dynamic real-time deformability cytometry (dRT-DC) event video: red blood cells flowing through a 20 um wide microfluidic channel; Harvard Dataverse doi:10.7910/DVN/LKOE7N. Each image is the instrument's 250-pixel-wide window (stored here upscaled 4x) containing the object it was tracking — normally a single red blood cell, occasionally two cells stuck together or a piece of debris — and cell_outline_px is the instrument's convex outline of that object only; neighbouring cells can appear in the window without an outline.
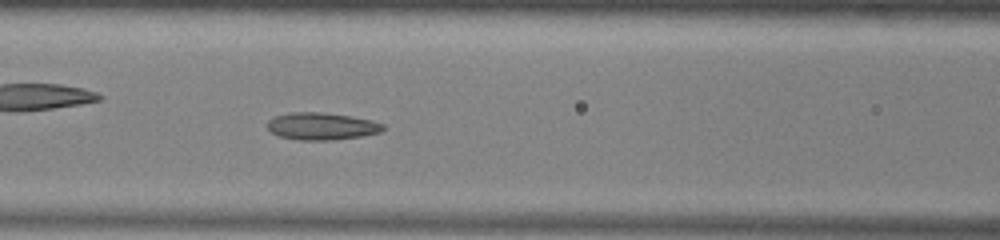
{"species": "common noctule bat (a hibernating species)", "species_latin": "Nyctalus noctula", "temperature_condition": "warm", "stored_images_in_passage": 47, "camera_frame_rate_fps": 3000, "um_per_image_px": 0.085, "animal": {"sex": "male", "body_mass_g": 13.0, "forearm_length_mm": 53.1}, "frame": {"image": 1, "passage_image": 17, "time_ms": 5.333, "image_size_px": [1000, 240], "cell_outline_px": [[384, 128], [380, 132], [360, 136], [332, 140], [300, 140], [280, 136], [272, 132], [268, 128], [268, 120], [276, 116], [292, 112], [320, 112], [348, 116], [372, 120], [384, 124]], "centroid_in_image_um": [27.34, 10.73], "position_along_channel_um": 139.3, "area_um2": 18.09}}
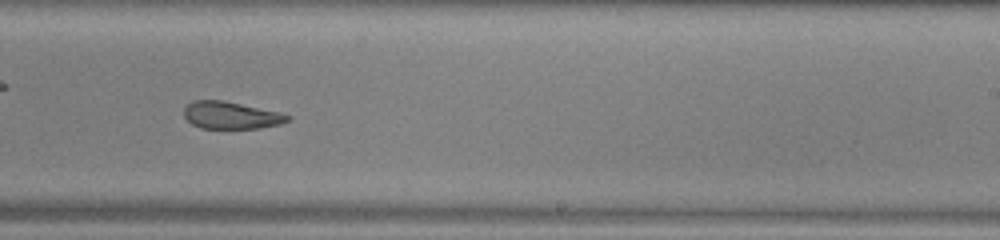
{"frame": {"image": 2, "passage_image": 27, "time_ms": 8.667, "image_size_px": [1000, 240], "cell_outline_px": [[292, 116], [288, 120], [280, 124], [260, 128], [200, 128], [192, 124], [184, 116], [184, 108], [192, 100], [224, 100], [280, 112]], "centroid_in_image_um": [19.63, 9.79], "position_along_channel_um": 269.4, "area_um2": 16.47}}
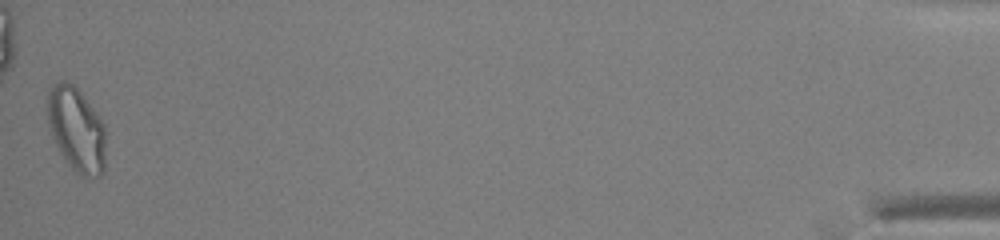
{"frame": {"image": 3, "passage_image": 47, "time_ms": 15.333, "image_size_px": [1000, 240], "cell_outline_px": [[104, 172], [100, 176], [88, 180], [80, 176], [68, 164], [60, 152], [52, 136], [48, 124], [48, 92], [60, 80], [64, 80], [72, 84], [80, 92], [100, 116], [104, 124]], "centroid_in_image_um": [6.51, 11.06], "position_along_channel_um": 428.7, "area_um2": 28.61}, "authors_computed_cell_mechanics": {"area_um2": 19.7676, "velocity_mm_per_s": 3.9191, "shape_relaxation_time_tau1_ms": null, "shape_relaxation_time_tau2_ms": 3.648, "deformation_change_tau1": null, "deformation_change_tau2": 0.1104}}